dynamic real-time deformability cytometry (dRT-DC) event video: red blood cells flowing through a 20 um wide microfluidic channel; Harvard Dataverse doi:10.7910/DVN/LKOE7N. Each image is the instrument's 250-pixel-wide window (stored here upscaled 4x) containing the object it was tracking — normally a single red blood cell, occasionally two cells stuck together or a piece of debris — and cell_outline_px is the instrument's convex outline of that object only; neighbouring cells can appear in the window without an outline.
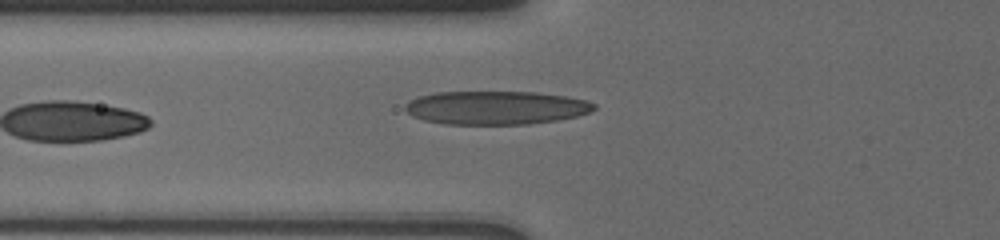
{"species": "human", "species_latin": "Homo sapiens", "temperature_condition": "cold", "stored_images_in_passage": 29, "camera_frame_rate_fps": 3000, "um_per_image_px": 0.085, "donor": {"sex": "male"}, "frame": {"image": 1, "passage_image": 29, "time_ms": 8.667, "image_size_px": [1000, 240], "cell_outline_px": [[596, 108], [588, 112], [576, 116], [556, 120], [528, 124], [444, 124], [424, 120], [412, 116], [404, 108], [404, 104], [420, 96], [436, 92], [536, 92], [564, 96], [584, 100], [596, 104]], "centroid_in_image_um": [42.12, 9.15], "position_along_channel_um": 83.7, "area_um2": 36.65}}